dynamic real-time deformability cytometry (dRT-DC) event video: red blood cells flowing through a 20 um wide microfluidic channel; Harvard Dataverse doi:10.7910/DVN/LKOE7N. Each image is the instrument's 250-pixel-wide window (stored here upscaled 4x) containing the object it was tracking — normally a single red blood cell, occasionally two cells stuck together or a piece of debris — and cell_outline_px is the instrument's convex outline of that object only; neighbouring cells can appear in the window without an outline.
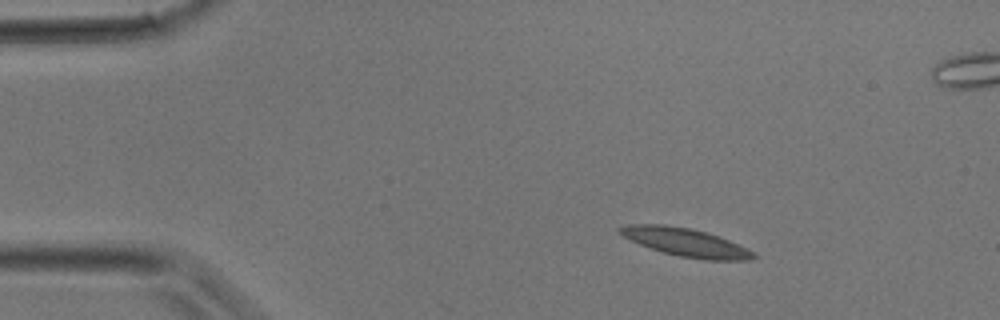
{"species": "common noctule bat (a hibernating species)", "species_latin": "Nyctalus noctula", "temperature_condition": "room temperature", "stored_images_in_passage": 3, "camera_frame_rate_fps": 3000, "um_per_image_px": 0.085, "animal": {"sex": "male", "body_mass_g": 17.9}, "frame": {"image": 1, "passage_image": 1, "time_ms": 0.0, "image_size_px": [1000, 320], "cell_outline_px": [[756, 256], [752, 260], [704, 260], [680, 256], [664, 252], [640, 244], [616, 232], [616, 228], [628, 224], [664, 224], [692, 228], [728, 240], [752, 252]], "centroid_in_image_um": [58.22, 20.58], "position_along_channel_um": 26.8, "area_um2": 21.56}}